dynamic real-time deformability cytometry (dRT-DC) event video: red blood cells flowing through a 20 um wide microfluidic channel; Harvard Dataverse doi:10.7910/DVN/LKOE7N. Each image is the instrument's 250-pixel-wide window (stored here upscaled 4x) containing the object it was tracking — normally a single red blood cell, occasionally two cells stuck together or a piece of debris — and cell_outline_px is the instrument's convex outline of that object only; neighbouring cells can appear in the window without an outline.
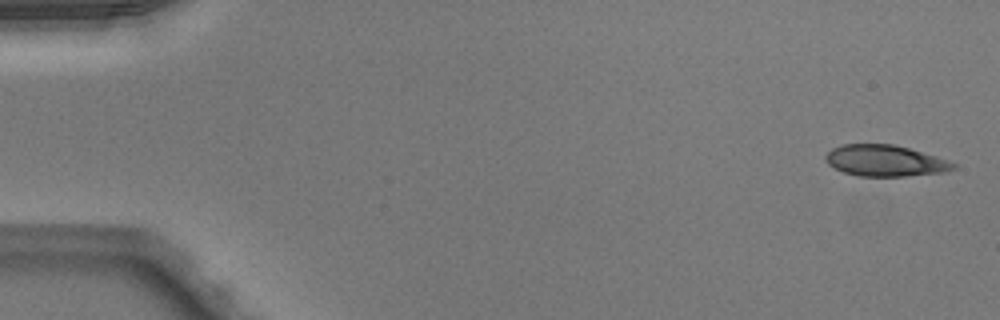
{"species": "Egyptian fruit bat (a non-hibernating species)", "species_latin": "Rousettus aegyptiacus", "temperature_condition": "warm", "stored_images_in_passage": 49, "camera_frame_rate_fps": 3000, "um_per_image_px": 0.085, "animal": {"sex": "male"}, "frame": {"image": 1, "passage_image": 1, "time_ms": 0.0, "image_size_px": [1000, 320], "cell_outline_px": [[956, 168], [944, 172], [904, 176], [856, 176], [844, 172], [828, 164], [824, 160], [824, 156], [832, 148], [844, 144], [896, 144], [936, 156], [956, 164]], "centroid_in_image_um": [75.21, 13.65], "position_along_channel_um": 9.8, "area_um2": 23.24}}
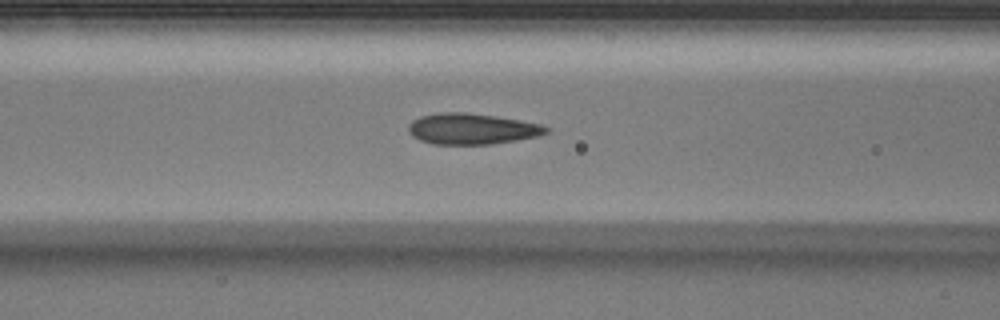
{"frame": {"image": 2, "passage_image": 20, "time_ms": 6.333, "image_size_px": [1000, 320], "cell_outline_px": [[552, 128], [548, 132], [536, 136], [516, 140], [492, 144], [432, 144], [420, 140], [412, 136], [408, 132], [408, 124], [412, 120], [420, 116], [440, 112], [464, 112], [496, 116], [520, 120], [540, 124]], "centroid_in_image_um": [40.09, 10.95], "position_along_channel_um": 126.5, "area_um2": 24.91}}
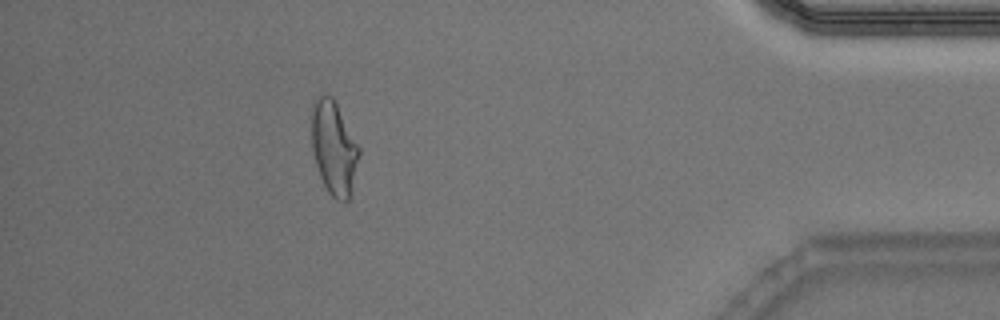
{"frame": {"image": 3, "passage_image": 44, "time_ms": 14.333, "image_size_px": [1000, 320], "cell_outline_px": [[360, 152], [352, 196], [344, 204], [336, 200], [328, 192], [320, 176], [312, 152], [312, 104], [316, 96], [320, 92], [332, 96], [360, 148]], "centroid_in_image_um": [28.39, 12.6], "position_along_channel_um": 406.8, "area_um2": 26.3}, "authors_computed_cell_mechanics": {"area_um2": 24.3916, "velocity_mm_per_s": 4.0788, "shape_relaxation_time_tau1_ms": 4.166, "shape_relaxation_time_tau2_ms": 1.1807, "deformation_change_tau1": 0.1603, "deformation_change_tau2": 0.0782}}